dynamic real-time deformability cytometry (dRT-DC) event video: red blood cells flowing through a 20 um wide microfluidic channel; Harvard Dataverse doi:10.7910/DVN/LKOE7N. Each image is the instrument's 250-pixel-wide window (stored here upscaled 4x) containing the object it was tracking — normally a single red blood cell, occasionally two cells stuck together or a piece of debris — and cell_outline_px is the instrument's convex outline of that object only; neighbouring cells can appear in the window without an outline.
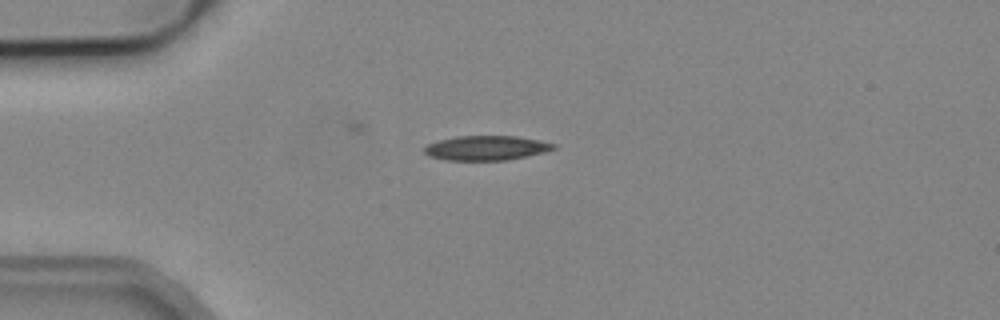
{"species": "common noctule bat (a hibernating species)", "species_latin": "Nyctalus noctula", "temperature_condition": "cold", "stored_images_in_passage": 3, "camera_frame_rate_fps": 3000, "um_per_image_px": 0.085, "animal": {"sex": "male", "body_mass_g": 19.2, "forearm_length_mm": 51.8}, "frame": {"image": 1, "passage_image": 1, "time_ms": 0.0, "image_size_px": [1000, 320], "cell_outline_px": [[556, 148], [544, 152], [508, 160], [448, 160], [428, 156], [424, 152], [424, 148], [428, 144], [440, 140], [456, 136], [516, 136], [540, 140], [556, 144]], "centroid_in_image_um": [41.35, 12.57], "position_along_channel_um": 43.7, "area_um2": 18.44}}